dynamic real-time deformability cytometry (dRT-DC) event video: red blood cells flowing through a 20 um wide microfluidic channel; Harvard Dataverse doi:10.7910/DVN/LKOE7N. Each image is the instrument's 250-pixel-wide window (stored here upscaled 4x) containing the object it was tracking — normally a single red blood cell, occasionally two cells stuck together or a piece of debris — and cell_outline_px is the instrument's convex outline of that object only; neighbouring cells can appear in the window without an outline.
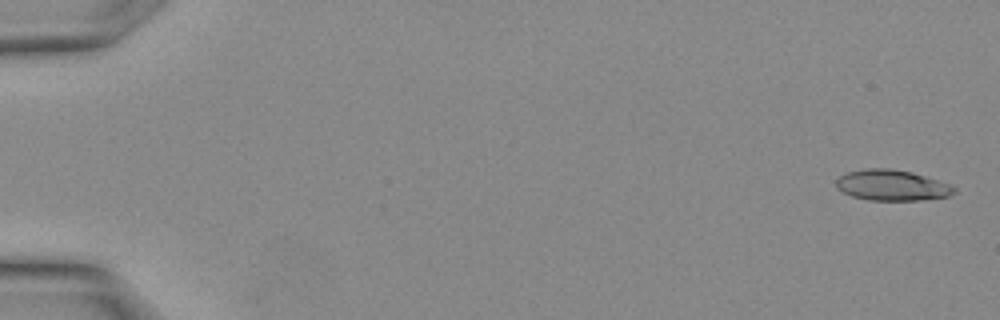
{"species": "Egyptian fruit bat (a non-hibernating species)", "species_latin": "Rousettus aegyptiacus", "temperature_condition": "warm", "stored_images_in_passage": 12, "camera_frame_rate_fps": 3000, "um_per_image_px": 0.085, "animal": {"sex": "female"}, "frame": {"image": 1, "passage_image": 1, "time_ms": 0.0, "image_size_px": [1000, 320], "cell_outline_px": [[956, 192], [948, 196], [920, 200], [868, 200], [852, 196], [836, 188], [836, 180], [840, 176], [848, 172], [864, 168], [888, 168], [912, 172], [948, 184], [956, 188]], "centroid_in_image_um": [75.78, 15.74], "position_along_channel_um": 9.2, "area_um2": 20.98}}
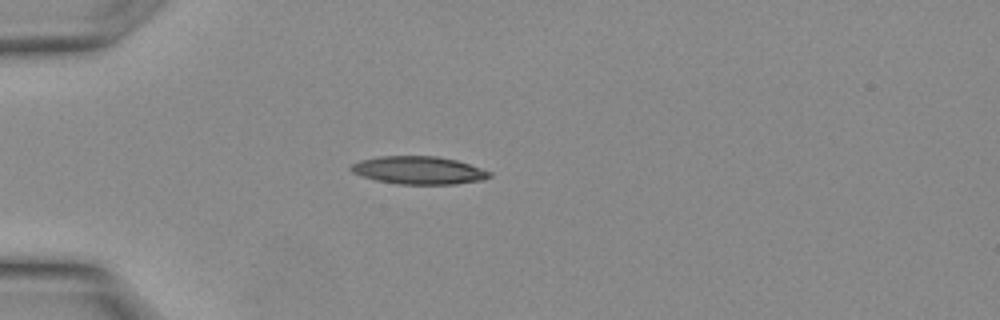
{"frame": {"image": 2, "passage_image": 9, "time_ms": 2.667, "image_size_px": [1000, 320], "cell_outline_px": [[492, 176], [484, 180], [456, 184], [396, 184], [376, 180], [352, 172], [352, 164], [360, 160], [380, 156], [436, 156], [456, 160], [492, 172]], "centroid_in_image_um": [35.63, 14.48], "position_along_channel_um": 49.4, "area_um2": 22.37}}